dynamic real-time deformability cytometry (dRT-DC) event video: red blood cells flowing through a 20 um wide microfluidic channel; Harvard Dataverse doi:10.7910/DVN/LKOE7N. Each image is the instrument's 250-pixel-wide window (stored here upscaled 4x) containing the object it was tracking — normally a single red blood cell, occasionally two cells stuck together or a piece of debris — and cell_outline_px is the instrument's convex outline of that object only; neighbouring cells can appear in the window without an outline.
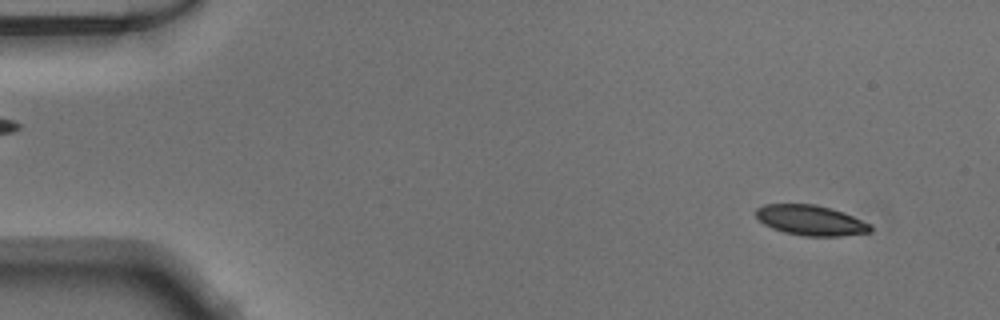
{"species": "Egyptian fruit bat (a non-hibernating species)", "species_latin": "Rousettus aegyptiacus", "temperature_condition": "warm", "stored_images_in_passage": 51, "camera_frame_rate_fps": 3000, "um_per_image_px": 0.085, "animal": {"sex": "male"}, "frame": {"image": 1, "passage_image": 4, "time_ms": 1.0, "image_size_px": [1000, 320], "cell_outline_px": [[872, 232], [840, 236], [804, 236], [784, 232], [772, 228], [764, 224], [756, 216], [756, 208], [764, 204], [816, 204], [832, 208], [844, 212], [872, 224]], "centroid_in_image_um": [68.94, 18.72], "position_along_channel_um": 16.1, "area_um2": 20.35}}
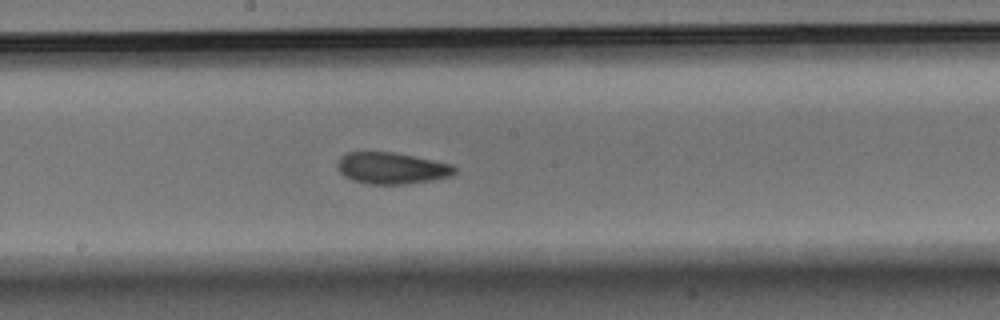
{"frame": {"image": 2, "passage_image": 27, "time_ms": 8.667, "image_size_px": [1000, 320], "cell_outline_px": [[456, 172], [452, 176], [432, 180], [408, 184], [364, 184], [352, 180], [344, 176], [336, 168], [336, 164], [340, 156], [348, 152], [392, 152], [452, 164], [456, 168]], "centroid_in_image_um": [33.26, 14.3], "position_along_channel_um": 214.9, "area_um2": 21.68}}
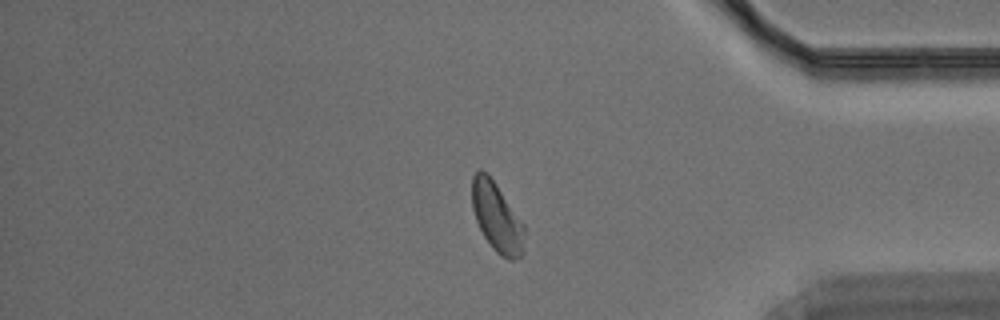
{"frame": {"image": 3, "passage_image": 42, "time_ms": 13.667, "image_size_px": [1000, 320], "cell_outline_px": [[524, 252], [520, 256], [512, 260], [508, 260], [500, 256], [492, 248], [484, 236], [476, 220], [472, 208], [472, 176], [480, 168], [488, 172], [524, 224]], "centroid_in_image_um": [42.23, 18.46], "position_along_channel_um": 393.0, "area_um2": 21.33}}